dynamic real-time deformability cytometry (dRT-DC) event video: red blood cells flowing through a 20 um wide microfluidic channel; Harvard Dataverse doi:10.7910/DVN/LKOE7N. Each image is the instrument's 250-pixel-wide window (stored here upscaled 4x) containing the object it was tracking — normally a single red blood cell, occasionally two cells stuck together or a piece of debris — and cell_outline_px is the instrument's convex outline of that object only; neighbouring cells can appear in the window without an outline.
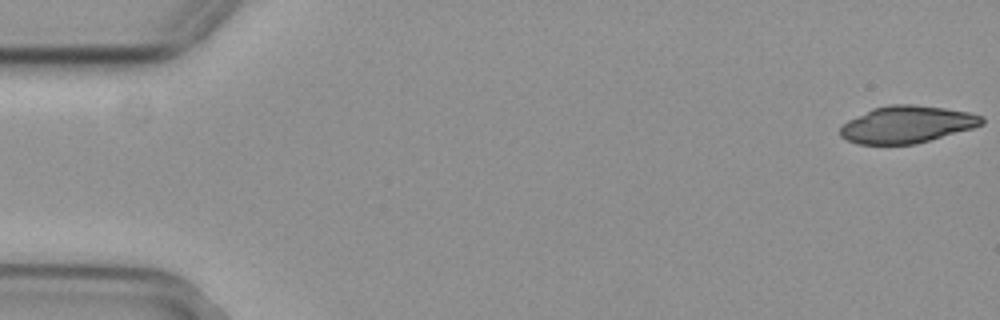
{"species": "common noctule bat (a hibernating species)", "species_latin": "Nyctalus noctula", "temperature_condition": "cold", "stored_images_in_passage": 55, "camera_frame_rate_fps": 3000, "um_per_image_px": 0.085, "animal": {"sex": "female", "body_mass_g": 29.2, "forearm_length_mm": 56.3}, "frame": {"image": 1, "passage_image": 1, "time_ms": 0.0, "image_size_px": [1000, 320], "cell_outline_px": [[984, 124], [972, 128], [916, 144], [856, 144], [840, 136], [840, 128], [848, 120], [872, 108], [888, 104], [912, 104], [944, 108], [968, 112], [984, 116]], "centroid_in_image_um": [77.08, 10.57], "position_along_channel_um": 7.9, "area_um2": 30.58}}